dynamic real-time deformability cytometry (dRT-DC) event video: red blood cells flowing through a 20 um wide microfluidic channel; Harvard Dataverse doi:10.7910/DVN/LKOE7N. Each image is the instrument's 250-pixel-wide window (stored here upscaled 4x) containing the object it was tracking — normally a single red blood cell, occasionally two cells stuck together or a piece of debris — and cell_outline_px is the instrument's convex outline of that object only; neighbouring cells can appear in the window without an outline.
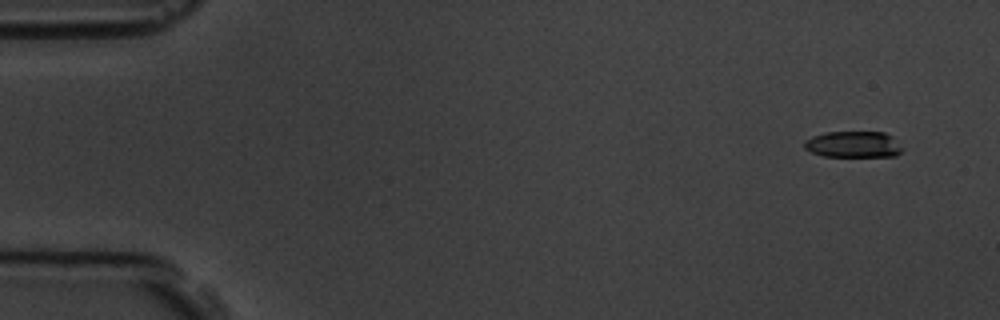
{"species": "common noctule bat (a hibernating species)", "species_latin": "Nyctalus noctula", "temperature_condition": "room temperature", "stored_images_in_passage": 6, "camera_frame_rate_fps": 3000, "um_per_image_px": 0.085, "animal": {"sex": "male", "body_mass_g": 19.5, "forearm_length_mm": 54.6}, "frame": {"image": 1, "passage_image": 1, "time_ms": 0.0, "image_size_px": [1000, 320], "cell_outline_px": [[900, 152], [896, 156], [824, 156], [812, 152], [804, 148], [804, 140], [812, 136], [824, 132], [884, 132], [892, 136], [900, 148]], "centroid_in_image_um": [72.48, 12.26], "position_along_channel_um": 12.5, "area_um2": 14.85}}
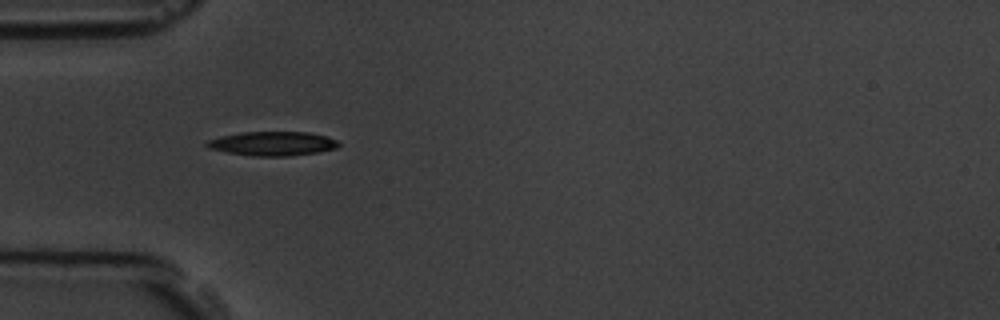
{"frame": {"image": 2, "passage_image": 5, "time_ms": 4.667, "image_size_px": [1000, 320], "cell_outline_px": [[340, 144], [336, 148], [316, 152], [288, 156], [252, 156], [228, 152], [208, 148], [204, 144], [208, 140], [220, 136], [240, 132], [308, 132], [328, 136], [336, 140]], "centroid_in_image_um": [23.15, 12.2], "position_along_channel_um": 61.8, "area_um2": 18.5}}
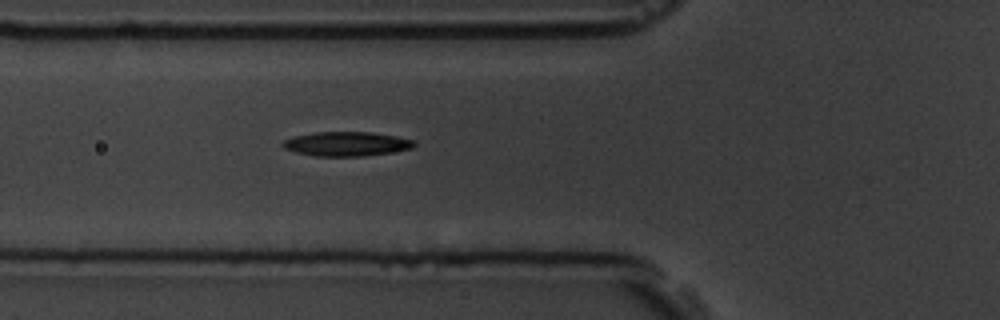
{"frame": {"image": 3, "passage_image": 6, "time_ms": 5.667, "image_size_px": [1000, 320], "cell_outline_px": [[416, 144], [412, 148], [364, 156], [316, 156], [296, 152], [284, 148], [280, 144], [284, 140], [292, 136], [316, 132], [372, 132], [396, 136], [412, 140]], "centroid_in_image_um": [29.4, 12.22], "position_along_channel_um": 96.4, "area_um2": 18.5}}